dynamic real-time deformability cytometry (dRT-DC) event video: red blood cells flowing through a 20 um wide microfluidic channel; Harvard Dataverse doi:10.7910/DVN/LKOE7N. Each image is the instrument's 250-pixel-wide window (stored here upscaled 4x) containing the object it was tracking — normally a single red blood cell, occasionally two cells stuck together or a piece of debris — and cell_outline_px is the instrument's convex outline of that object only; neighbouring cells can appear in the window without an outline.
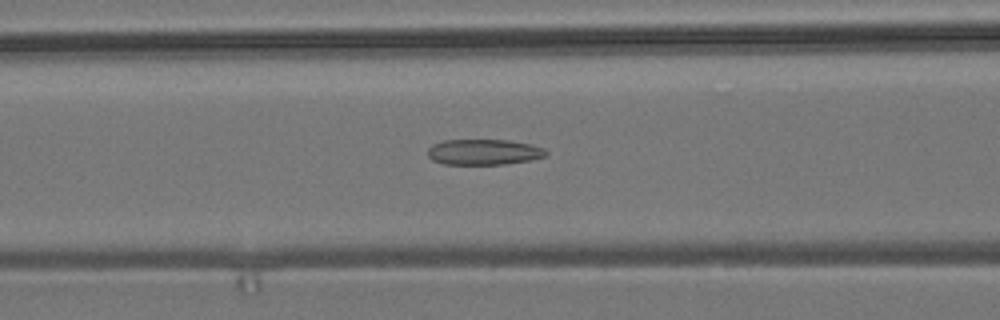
{"species": "common noctule bat (a hibernating species)", "species_latin": "Nyctalus noctula", "temperature_condition": "room temperature", "stored_images_in_passage": 55, "camera_frame_rate_fps": 3000, "um_per_image_px": 0.085, "animal": {"sex": "male", "body_mass_g": 19.2, "forearm_length_mm": 51.8}, "frame": {"image": 1, "passage_image": 22, "time_ms": 7.0, "image_size_px": [1000, 320], "cell_outline_px": [[548, 152], [544, 156], [532, 160], [504, 164], [444, 164], [432, 160], [428, 156], [428, 148], [432, 144], [444, 140], [508, 140], [532, 144], [544, 148]], "centroid_in_image_um": [41.12, 12.92], "position_along_channel_um": 125.5, "area_um2": 17.74}}
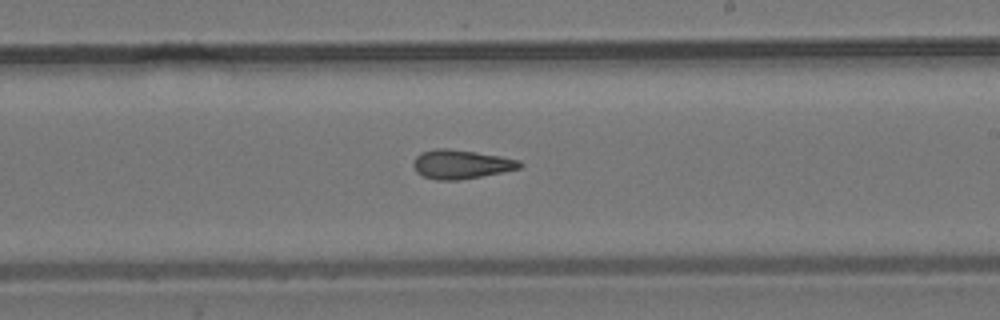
{"frame": {"image": 2, "passage_image": 32, "time_ms": 10.333, "image_size_px": [1000, 320], "cell_outline_px": [[524, 164], [520, 168], [460, 180], [436, 180], [424, 176], [416, 172], [412, 164], [412, 160], [420, 152], [432, 148], [448, 148], [476, 152], [500, 156], [520, 160]], "centroid_in_image_um": [39.14, 13.95], "position_along_channel_um": 249.9, "area_um2": 18.09}}
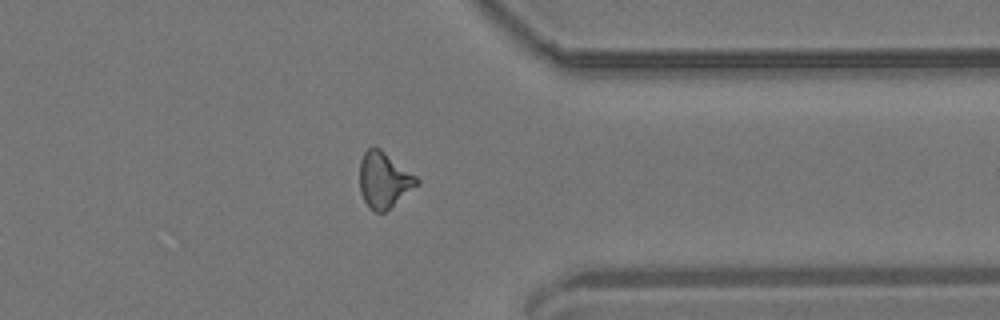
{"frame": {"image": 3, "passage_image": 43, "time_ms": 14.0, "image_size_px": [1000, 320], "cell_outline_px": [[420, 184], [384, 212], [372, 212], [368, 208], [360, 192], [360, 160], [364, 152], [368, 148], [380, 148], [416, 176], [420, 180]], "centroid_in_image_um": [32.63, 15.32], "position_along_channel_um": 378.8, "area_um2": 18.55}, "authors_computed_cell_mechanics": {"area_um2": 18.0914, "velocity_mm_per_s": 3.7297, "shape_relaxation_time_tau1_ms": null, "shape_relaxation_time_tau2_ms": 2.5718, "deformation_change_tau1": null, "deformation_change_tau2": 0.1161}}